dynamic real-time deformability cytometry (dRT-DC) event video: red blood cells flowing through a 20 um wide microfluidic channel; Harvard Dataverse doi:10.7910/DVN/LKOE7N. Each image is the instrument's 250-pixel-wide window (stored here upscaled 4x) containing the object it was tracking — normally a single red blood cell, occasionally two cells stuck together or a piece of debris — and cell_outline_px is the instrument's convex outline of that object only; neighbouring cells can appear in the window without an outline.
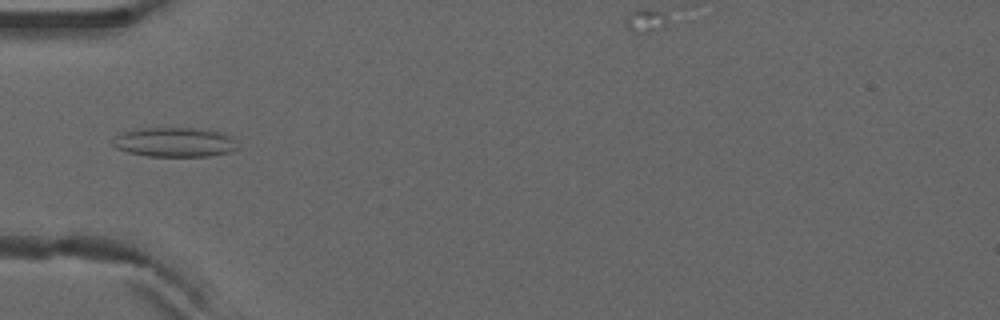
{"species": "common noctule bat (a hibernating species)", "species_latin": "Nyctalus noctula", "temperature_condition": "warm", "stored_images_in_passage": 4, "camera_frame_rate_fps": 3000, "um_per_image_px": 0.085, "animal": {"sex": "male", "forearm_length_mm": 52.5}, "frame": {"image": 1, "passage_image": 4, "time_ms": 1.0, "image_size_px": [1000, 320], "cell_outline_px": [[240, 148], [228, 152], [208, 156], [148, 156], [128, 152], [116, 148], [112, 144], [116, 136], [124, 132], [140, 128], [192, 128], [220, 132], [232, 136]], "centroid_in_image_um": [14.87, 12.09], "position_along_channel_um": 70.1, "area_um2": 21.33}}